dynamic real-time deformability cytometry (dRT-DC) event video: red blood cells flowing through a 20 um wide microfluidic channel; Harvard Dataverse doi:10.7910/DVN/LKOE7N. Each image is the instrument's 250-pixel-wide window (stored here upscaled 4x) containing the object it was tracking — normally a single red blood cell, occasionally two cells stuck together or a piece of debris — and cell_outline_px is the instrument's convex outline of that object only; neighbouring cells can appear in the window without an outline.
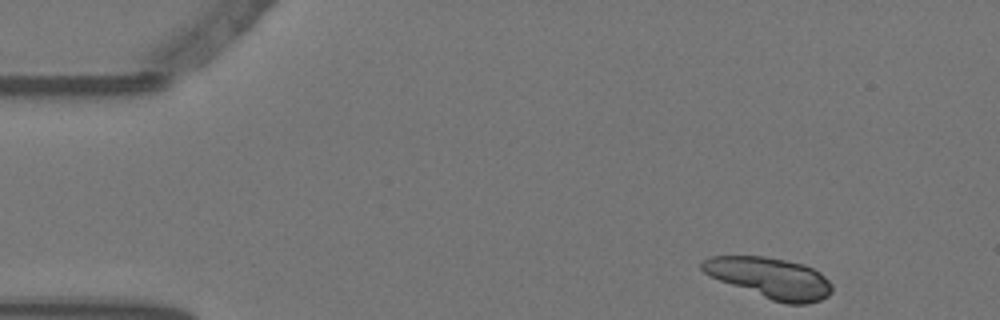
{"species": "Egyptian fruit bat (a non-hibernating species)", "species_latin": "Rousettus aegyptiacus", "temperature_condition": "warm", "stored_images_in_passage": 29, "camera_frame_rate_fps": 3000, "um_per_image_px": 0.085, "animal": {"sex": "female"}, "frame": {"image": 1, "passage_image": 1, "time_ms": 0.0, "image_size_px": [1000, 320], "cell_outline_px": [[832, 292], [828, 296], [820, 300], [808, 304], [784, 304], [772, 300], [720, 280], [704, 272], [700, 268], [700, 264], [708, 256], [764, 256], [804, 264], [820, 272], [832, 284]], "centroid_in_image_um": [65.48, 23.62], "position_along_channel_um": 19.5, "area_um2": 30.63}}